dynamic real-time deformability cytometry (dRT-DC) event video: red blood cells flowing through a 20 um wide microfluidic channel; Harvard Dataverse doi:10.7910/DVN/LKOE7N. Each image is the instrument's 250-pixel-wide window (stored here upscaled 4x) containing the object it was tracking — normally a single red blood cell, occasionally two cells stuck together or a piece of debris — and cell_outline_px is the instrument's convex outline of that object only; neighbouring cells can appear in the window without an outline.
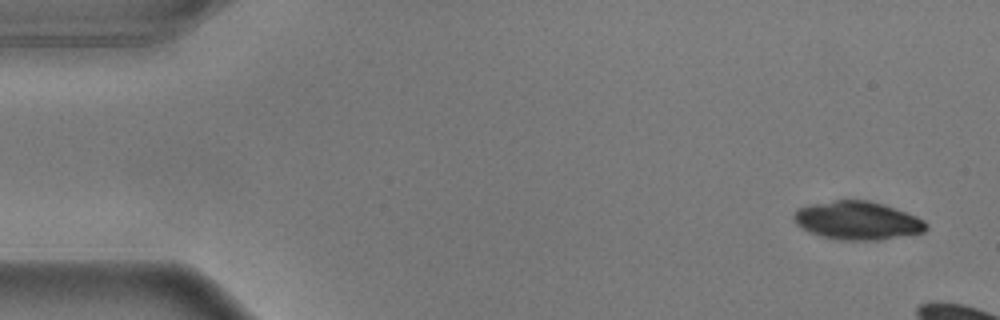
{"species": "common noctule bat (a hibernating species)", "species_latin": "Nyctalus noctula", "temperature_condition": "warm", "stored_images_in_passage": 10, "camera_frame_rate_fps": 3000, "um_per_image_px": 0.085, "animal": {"sex": "male", "body_mass_g": 17.9}, "frame": {"image": 1, "passage_image": 1, "time_ms": 0.0, "image_size_px": [1000, 320], "cell_outline_px": [[928, 228], [924, 232], [880, 240], [840, 240], [820, 236], [808, 232], [796, 224], [796, 212], [800, 208], [812, 204], [836, 200], [868, 200], [884, 204], [916, 216], [924, 220], [928, 224]], "centroid_in_image_um": [72.93, 18.76], "position_along_channel_um": 12.1, "area_um2": 29.36}}